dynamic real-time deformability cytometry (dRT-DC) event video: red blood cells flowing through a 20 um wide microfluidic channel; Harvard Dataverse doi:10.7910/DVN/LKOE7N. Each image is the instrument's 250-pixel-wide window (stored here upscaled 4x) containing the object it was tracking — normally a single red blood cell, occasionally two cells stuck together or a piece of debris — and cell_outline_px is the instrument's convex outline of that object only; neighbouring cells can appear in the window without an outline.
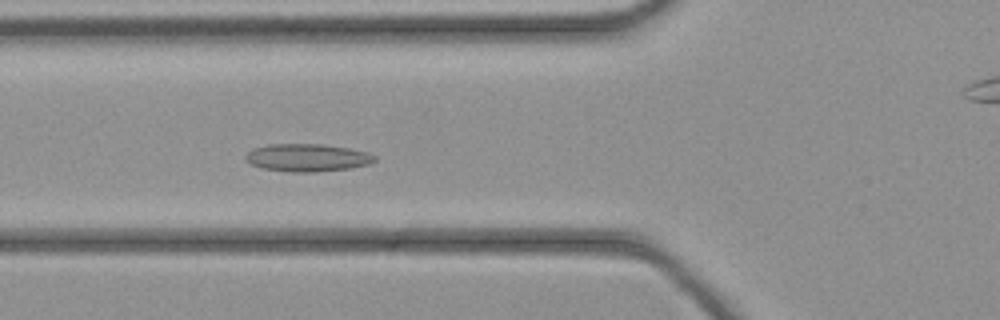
{"species": "common noctule bat (a hibernating species)", "species_latin": "Nyctalus noctula", "temperature_condition": "cold", "stored_images_in_passage": 46, "camera_frame_rate_fps": 3000, "um_per_image_px": 0.085, "animal": {"sex": "female", "body_mass_g": 21.9}, "frame": {"image": 1, "passage_image": 16, "time_ms": 5.0, "image_size_px": [1000, 320], "cell_outline_px": [[376, 160], [368, 164], [352, 168], [316, 172], [292, 172], [260, 168], [244, 160], [244, 156], [252, 148], [268, 144], [324, 144], [348, 148], [368, 152], [376, 156]], "centroid_in_image_um": [26.1, 13.4], "position_along_channel_um": 99.7, "area_um2": 21.04}}
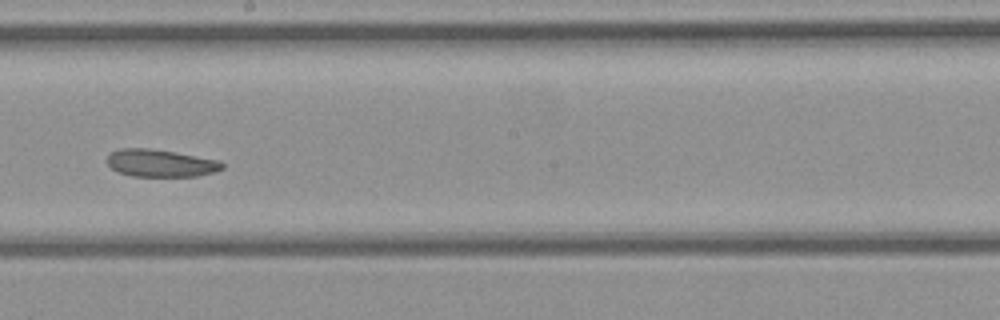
{"frame": {"image": 2, "passage_image": 25, "time_ms": 8.0, "image_size_px": [1000, 320], "cell_outline_px": [[224, 168], [212, 172], [196, 176], [132, 176], [120, 172], [112, 168], [108, 164], [108, 156], [112, 152], [120, 148], [148, 148], [220, 160], [224, 164]], "centroid_in_image_um": [13.66, 13.87], "position_along_channel_um": 234.5, "area_um2": 18.09}}
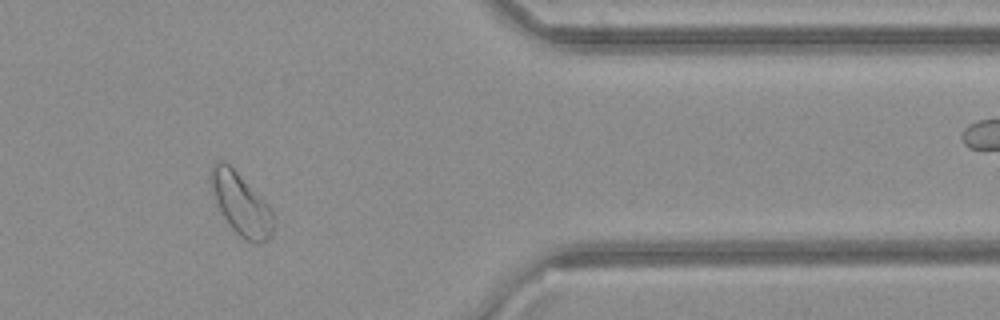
{"frame": {"image": 3, "passage_image": 37, "time_ms": 12.0, "image_size_px": [1000, 320], "cell_outline_px": [[276, 228], [272, 236], [268, 240], [256, 244], [252, 244], [240, 236], [232, 228], [216, 204], [208, 180], [212, 164], [216, 160], [224, 160], [268, 204], [276, 216]], "centroid_in_image_um": [20.51, 17.37], "position_along_channel_um": 390.9, "area_um2": 23.0}}